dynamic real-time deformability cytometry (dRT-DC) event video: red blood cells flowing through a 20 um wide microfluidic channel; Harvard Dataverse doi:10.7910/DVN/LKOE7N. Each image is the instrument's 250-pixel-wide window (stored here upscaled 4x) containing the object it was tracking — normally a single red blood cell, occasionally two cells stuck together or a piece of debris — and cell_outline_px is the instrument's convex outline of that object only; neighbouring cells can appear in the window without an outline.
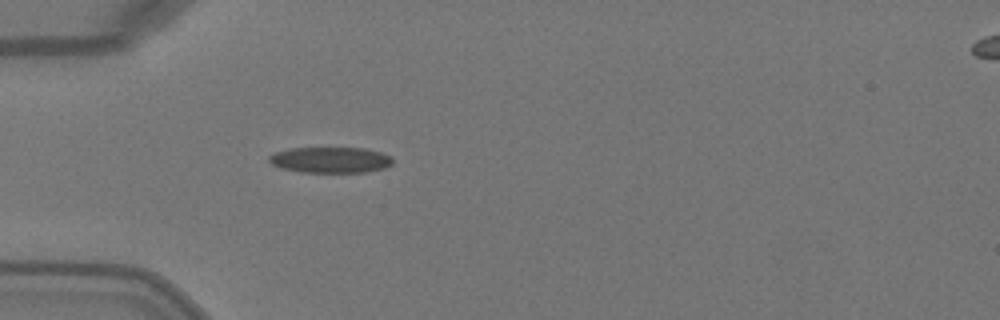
{"species": "Egyptian fruit bat (a non-hibernating species)", "species_latin": "Rousettus aegyptiacus", "temperature_condition": "warm", "stored_images_in_passage": 4, "camera_frame_rate_fps": 3000, "um_per_image_px": 0.085, "animal": {"sex": "female"}, "frame": {"image": 1, "passage_image": 4, "time_ms": 1.0, "image_size_px": [1000, 320], "cell_outline_px": [[392, 164], [384, 168], [364, 172], [300, 172], [284, 168], [272, 164], [268, 160], [268, 156], [276, 152], [292, 148], [364, 148], [380, 152], [392, 156]], "centroid_in_image_um": [28.1, 13.59], "position_along_channel_um": 56.9, "area_um2": 18.5}}